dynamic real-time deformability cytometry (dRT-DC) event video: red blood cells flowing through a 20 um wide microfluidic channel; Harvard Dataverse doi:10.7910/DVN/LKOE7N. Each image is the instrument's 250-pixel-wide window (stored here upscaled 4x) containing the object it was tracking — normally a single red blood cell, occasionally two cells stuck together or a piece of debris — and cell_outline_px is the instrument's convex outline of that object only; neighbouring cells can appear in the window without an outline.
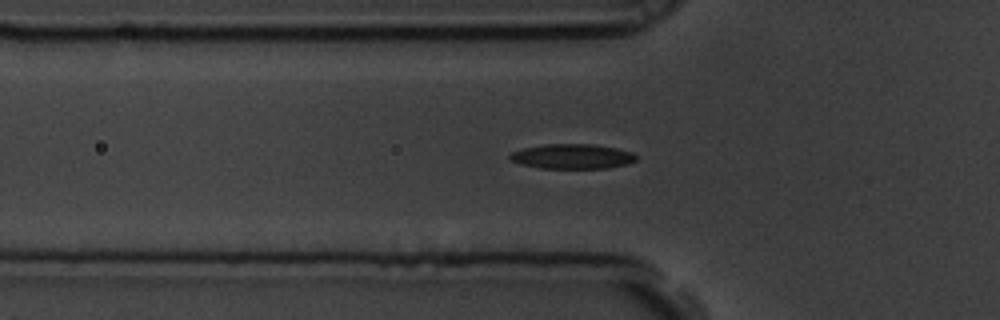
{"species": "common noctule bat (a hibernating species)", "species_latin": "Nyctalus noctula", "temperature_condition": "room temperature", "stored_images_in_passage": 47, "camera_frame_rate_fps": 3000, "um_per_image_px": 0.085, "animal": {"sex": "male", "body_mass_g": 19.5, "forearm_length_mm": 54.6}, "frame": {"image": 1, "passage_image": 17, "time_ms": 5.333, "image_size_px": [1000, 320], "cell_outline_px": [[636, 160], [628, 164], [608, 168], [540, 168], [520, 164], [512, 160], [508, 156], [512, 152], [524, 148], [544, 144], [592, 144], [616, 148], [632, 152], [636, 156]], "centroid_in_image_um": [48.65, 13.29], "position_along_channel_um": 77.1, "area_um2": 18.21}}
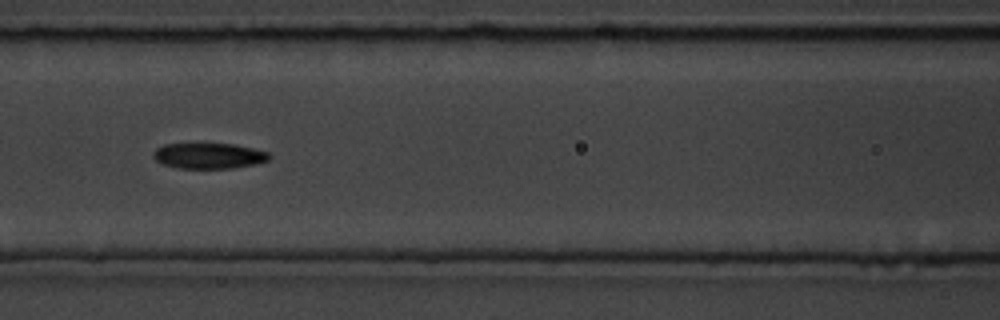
{"frame": {"image": 2, "passage_image": 23, "time_ms": 7.333, "image_size_px": [1000, 320], "cell_outline_px": [[272, 156], [268, 160], [256, 164], [232, 168], [176, 168], [164, 164], [156, 160], [152, 156], [152, 152], [156, 148], [164, 144], [232, 144], [252, 148], [268, 152]], "centroid_in_image_um": [17.74, 13.24], "position_along_channel_um": 148.9, "area_um2": 17.28}}
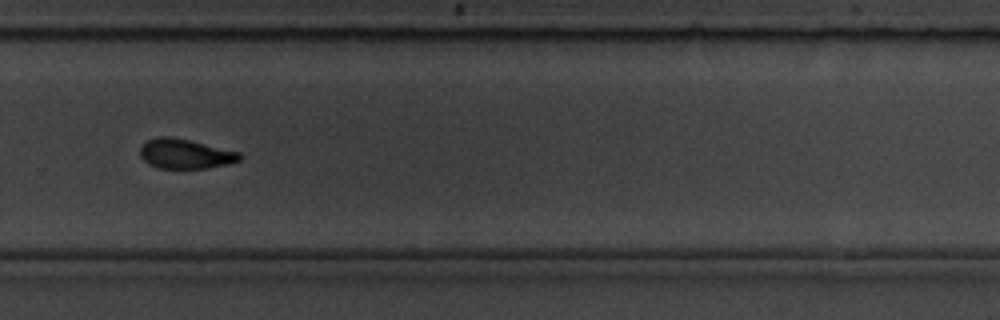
{"frame": {"image": 3, "passage_image": 37, "time_ms": 12.0, "image_size_px": [1000, 320], "cell_outline_px": [[244, 156], [240, 160], [228, 164], [208, 168], [160, 168], [148, 164], [140, 156], [140, 148], [148, 140], [156, 136], [168, 136], [188, 140], [240, 152]], "centroid_in_image_um": [15.76, 13.08], "position_along_channel_um": 314.0, "area_um2": 17.17}, "authors_computed_cell_mechanics": {"area_um2": 17.5712, "velocity_mm_per_s": 3.551, "shape_relaxation_time_tau1_ms": 4.9721, "shape_relaxation_time_tau2_ms": 2.4042, "deformation_change_tau1": 0.1498, "deformation_change_tau2": 0.082}}